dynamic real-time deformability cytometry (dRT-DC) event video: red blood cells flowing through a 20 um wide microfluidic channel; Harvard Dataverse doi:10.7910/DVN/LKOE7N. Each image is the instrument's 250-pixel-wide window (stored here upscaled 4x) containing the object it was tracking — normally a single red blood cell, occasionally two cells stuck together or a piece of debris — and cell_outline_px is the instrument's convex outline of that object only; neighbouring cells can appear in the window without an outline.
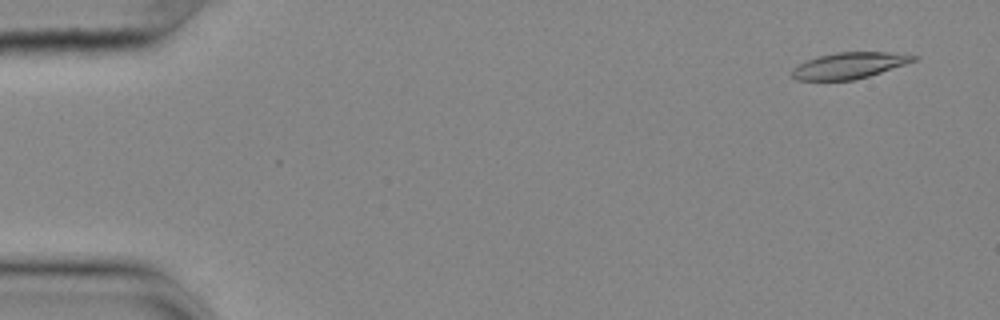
{"species": "common noctule bat (a hibernating species)", "species_latin": "Nyctalus noctula", "temperature_condition": "cold", "stored_images_in_passage": 55, "camera_frame_rate_fps": 3000, "um_per_image_px": 0.085, "animal": {"sex": "female", "body_mass_g": 25.1}, "frame": {"image": 1, "passage_image": 3, "time_ms": 0.667, "image_size_px": [1000, 320], "cell_outline_px": [[920, 56], [916, 60], [868, 76], [852, 80], [796, 80], [792, 76], [792, 68], [808, 60], [820, 56], [836, 52], [888, 52]], "centroid_in_image_um": [72.17, 5.56], "position_along_channel_um": 12.8, "area_um2": 18.21}}
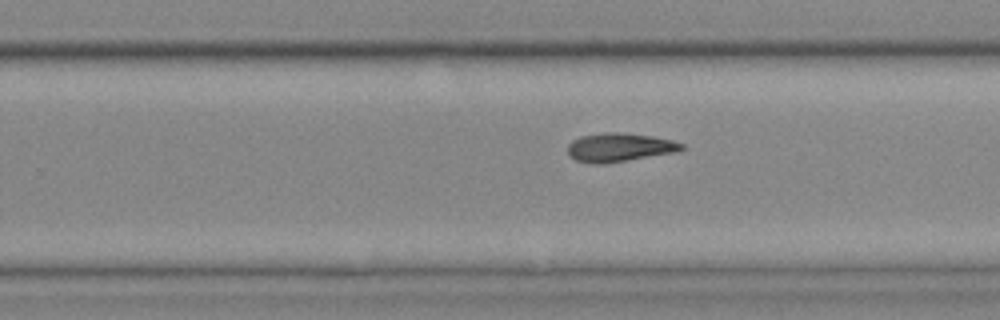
{"frame": {"image": 2, "passage_image": 35, "time_ms": 11.333, "image_size_px": [1000, 320], "cell_outline_px": [[684, 148], [680, 152], [604, 164], [592, 164], [576, 160], [568, 152], [568, 144], [572, 140], [580, 136], [608, 132], [620, 132], [652, 136], [672, 140], [684, 144]], "centroid_in_image_um": [52.69, 12.53], "position_along_channel_um": 277.1, "area_um2": 19.19}}
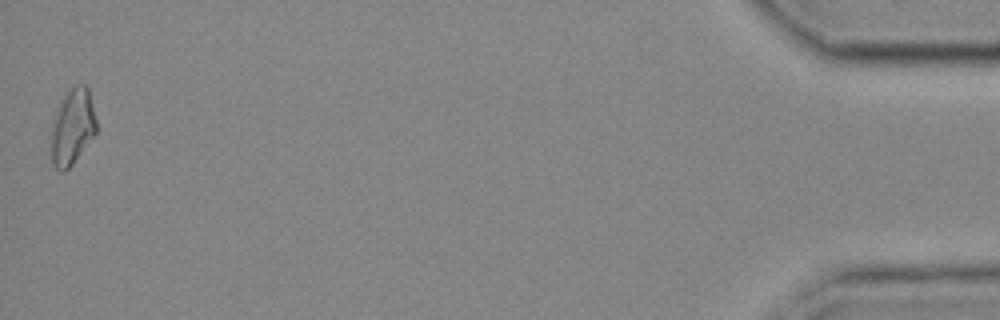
{"frame": {"image": 3, "passage_image": 55, "time_ms": 18.0, "image_size_px": [1000, 320], "cell_outline_px": [[96, 132], [72, 164], [64, 172], [60, 172], [52, 164], [52, 128], [60, 100], [76, 84], [84, 84], [88, 88], [96, 120]], "centroid_in_image_um": [6.16, 10.79], "position_along_channel_um": 429.0, "area_um2": 19.48}}